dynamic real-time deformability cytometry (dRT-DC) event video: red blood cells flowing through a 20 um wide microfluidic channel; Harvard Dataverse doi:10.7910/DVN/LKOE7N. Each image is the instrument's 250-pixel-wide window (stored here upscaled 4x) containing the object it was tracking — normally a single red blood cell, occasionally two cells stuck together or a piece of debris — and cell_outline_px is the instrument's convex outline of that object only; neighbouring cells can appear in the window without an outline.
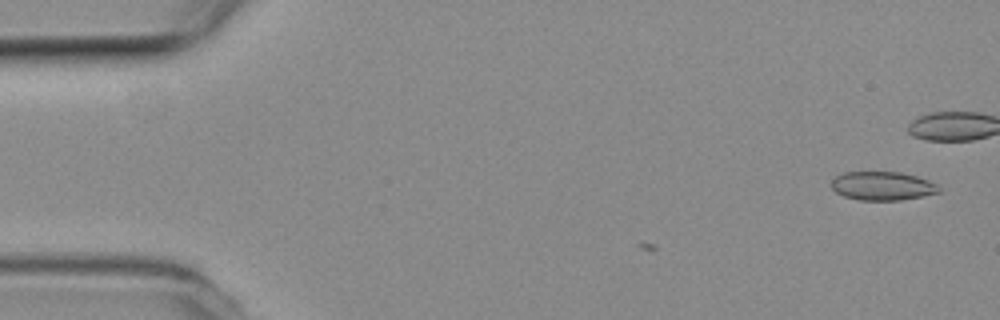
{"species": "common noctule bat (a hibernating species)", "species_latin": "Nyctalus noctula", "temperature_condition": "room temperature", "stored_images_in_passage": 6, "camera_frame_rate_fps": 3000, "um_per_image_px": 0.085, "animal": {"sex": "female", "body_mass_g": 19.3, "forearm_length_mm": 54.1}, "frame": {"image": 1, "passage_image": 6, "time_ms": 1.667, "image_size_px": [1000, 320], "cell_outline_px": [[940, 192], [924, 196], [900, 200], [860, 200], [844, 196], [836, 192], [832, 188], [832, 180], [836, 176], [844, 172], [900, 172], [916, 176], [928, 180], [936, 184], [940, 188]], "centroid_in_image_um": [75.02, 15.8], "position_along_channel_um": 10.0, "area_um2": 17.92}}